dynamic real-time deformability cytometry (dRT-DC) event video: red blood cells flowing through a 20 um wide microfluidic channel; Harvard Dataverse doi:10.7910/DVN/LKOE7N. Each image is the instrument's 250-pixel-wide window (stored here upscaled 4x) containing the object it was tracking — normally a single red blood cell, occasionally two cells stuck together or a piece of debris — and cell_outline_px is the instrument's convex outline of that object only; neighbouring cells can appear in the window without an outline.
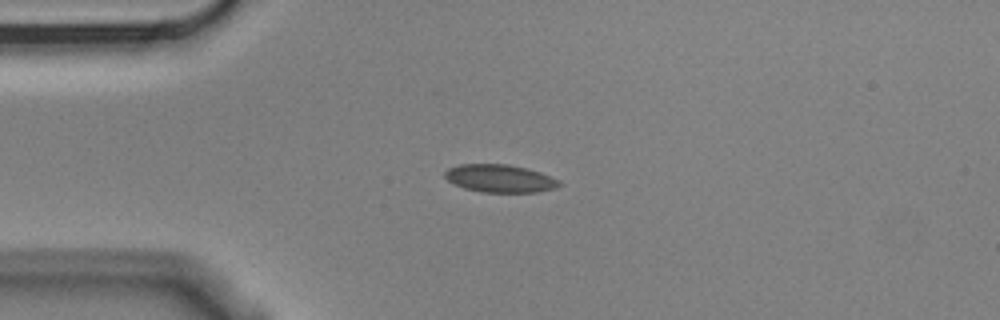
{"species": "Egyptian fruit bat (a non-hibernating species)", "species_latin": "Rousettus aegyptiacus", "temperature_condition": "cold", "stored_images_in_passage": 7, "camera_frame_rate_fps": 3000, "um_per_image_px": 0.085, "animal": {"sex": "male"}, "frame": {"image": 1, "passage_image": 3, "time_ms": 0.667, "image_size_px": [1000, 320], "cell_outline_px": [[564, 184], [556, 188], [536, 192], [480, 192], [464, 188], [448, 180], [444, 176], [444, 172], [448, 168], [460, 164], [508, 164], [528, 168], [540, 172], [560, 180]], "centroid_in_image_um": [42.52, 15.16], "position_along_channel_um": 42.5, "area_um2": 18.67}}
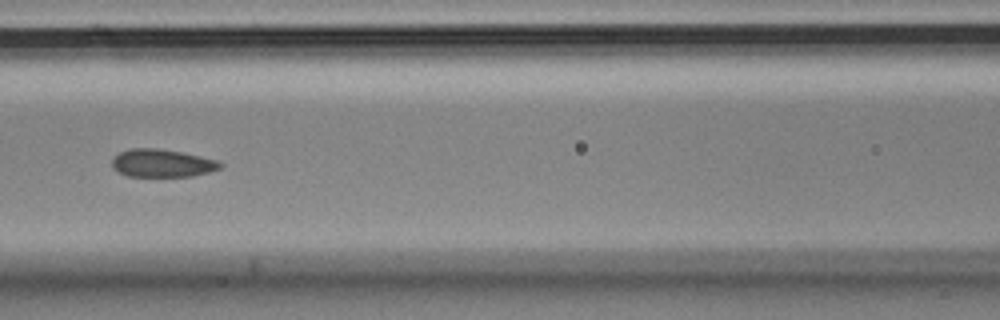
{"frame": {"image": 2, "passage_image": 6, "time_ms": 1.667, "image_size_px": [1000, 320], "cell_outline_px": [[224, 164], [220, 168], [208, 172], [192, 176], [128, 176], [112, 168], [112, 156], [120, 152], [132, 148], [156, 148], [180, 152], [200, 156], [216, 160]], "centroid_in_image_um": [13.75, 13.86], "position_along_channel_um": 152.9, "area_um2": 17.46}}
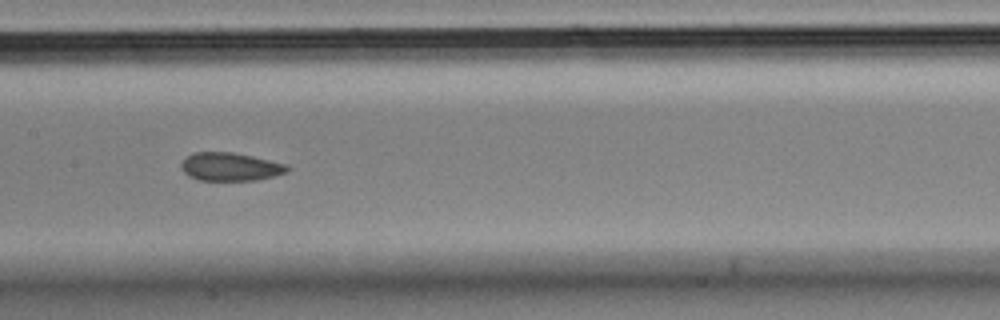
{"frame": {"image": 3, "passage_image": 7, "time_ms": 2.0, "image_size_px": [1000, 320], "cell_outline_px": [[292, 168], [288, 172], [256, 180], [200, 180], [188, 176], [180, 168], [180, 164], [192, 152], [232, 152], [252, 156], [288, 164]], "centroid_in_image_um": [19.59, 14.17], "position_along_channel_um": 187.8, "area_um2": 17.51}}